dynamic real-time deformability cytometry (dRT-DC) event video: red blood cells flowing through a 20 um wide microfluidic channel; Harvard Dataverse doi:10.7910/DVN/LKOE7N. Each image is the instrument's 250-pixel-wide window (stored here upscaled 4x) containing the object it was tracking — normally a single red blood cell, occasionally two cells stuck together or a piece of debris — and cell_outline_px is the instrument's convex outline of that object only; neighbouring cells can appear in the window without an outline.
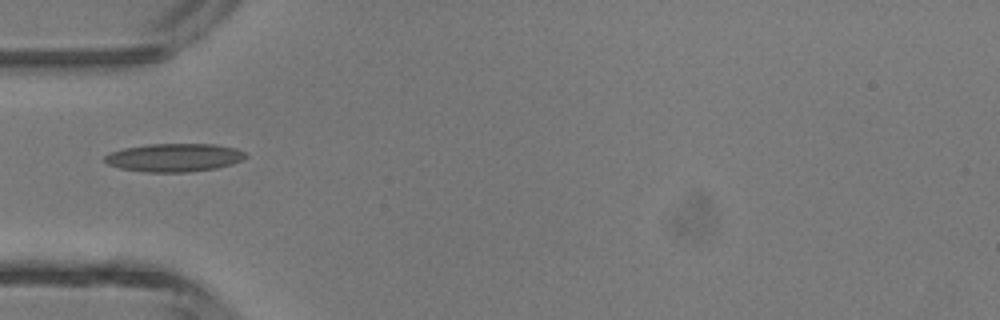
{"species": "common noctule bat (a hibernating species)", "species_latin": "Nyctalus noctula", "temperature_condition": "room temperature", "stored_images_in_passage": 5, "camera_frame_rate_fps": 3000, "um_per_image_px": 0.085, "animal": {"sex": "male", "body_mass_g": 13.3}, "frame": {"image": 1, "passage_image": 5, "time_ms": 1.333, "image_size_px": [1000, 320], "cell_outline_px": [[248, 156], [244, 160], [232, 164], [216, 168], [188, 172], [148, 172], [120, 168], [108, 164], [104, 160], [104, 156], [108, 152], [124, 148], [148, 144], [216, 144], [236, 148], [244, 152]], "centroid_in_image_um": [14.82, 13.39], "position_along_channel_um": 70.2, "area_um2": 23.29}}